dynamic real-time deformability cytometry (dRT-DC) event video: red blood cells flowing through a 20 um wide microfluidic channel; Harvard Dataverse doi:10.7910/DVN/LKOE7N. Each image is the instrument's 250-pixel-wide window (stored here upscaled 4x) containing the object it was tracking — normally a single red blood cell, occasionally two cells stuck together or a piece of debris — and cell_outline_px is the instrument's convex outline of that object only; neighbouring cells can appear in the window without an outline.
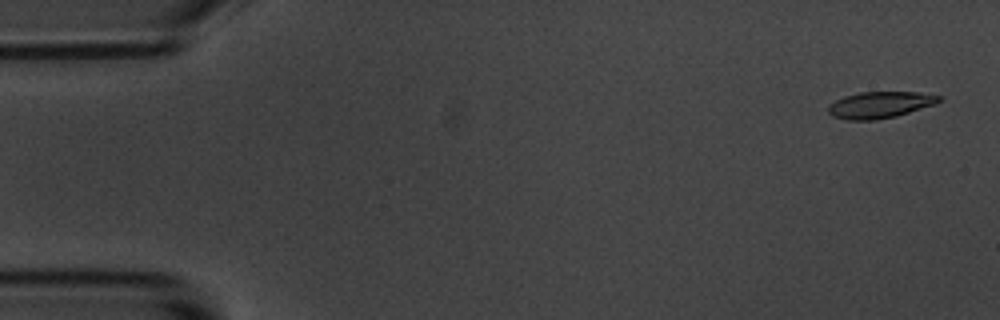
{"species": "common noctule bat (a hibernating species)", "species_latin": "Nyctalus noctula", "temperature_condition": "room temperature", "stored_images_in_passage": 57, "camera_frame_rate_fps": 3000, "um_per_image_px": 0.085, "animal": {"sex": "male", "body_mass_g": 20.1, "forearm_length_mm": 53.5}, "frame": {"image": 1, "passage_image": 2, "time_ms": 0.333, "image_size_px": [1000, 320], "cell_outline_px": [[944, 96], [936, 104], [896, 116], [876, 120], [848, 120], [832, 116], [828, 112], [828, 104], [844, 96], [860, 92], [920, 92]], "centroid_in_image_um": [74.8, 8.91], "position_along_channel_um": 10.2, "area_um2": 17.22}}
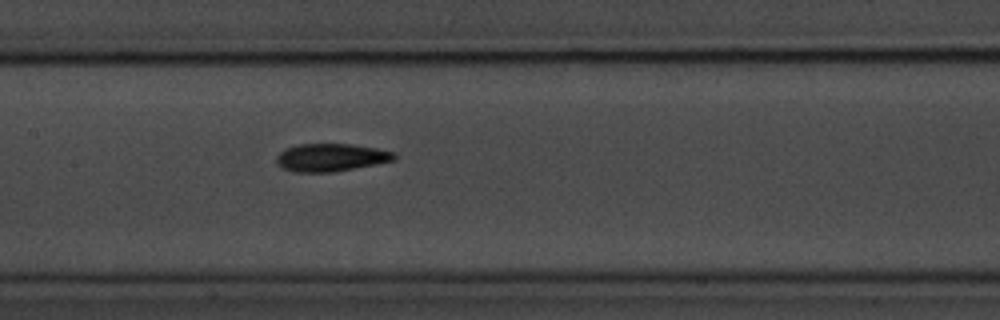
{"frame": {"image": 2, "passage_image": 27, "time_ms": 8.667, "image_size_px": [1000, 320], "cell_outline_px": [[396, 160], [332, 172], [292, 172], [280, 168], [276, 164], [276, 156], [284, 148], [296, 144], [352, 144], [376, 148], [396, 152]], "centroid_in_image_um": [28.08, 13.38], "position_along_channel_um": 179.3, "area_um2": 19.31}}
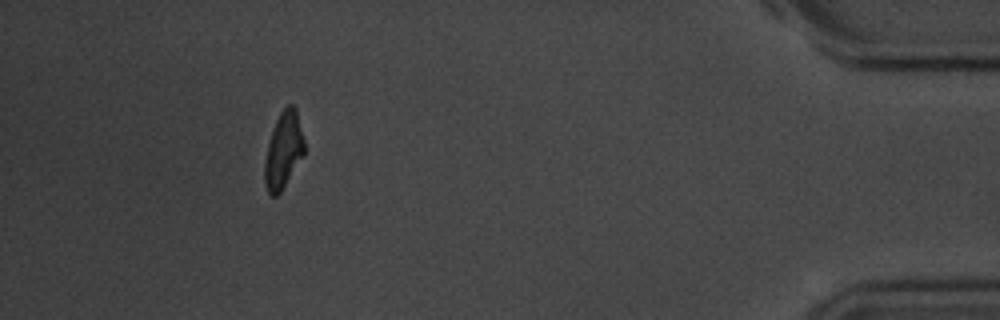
{"frame": {"image": 3, "passage_image": 52, "time_ms": 17.0, "image_size_px": [1000, 320], "cell_outline_px": [[304, 156], [280, 192], [276, 196], [272, 196], [268, 192], [264, 184], [264, 160], [272, 128], [280, 112], [288, 104], [292, 104], [296, 108], [304, 140]], "centroid_in_image_um": [24.09, 12.77], "position_along_channel_um": 411.1, "area_um2": 17.74}, "authors_computed_cell_mechanics": {"area_um2": 18.207, "velocity_mm_per_s": 3.4971, "shape_relaxation_time_tau1_ms": 4.1597, "shape_relaxation_time_tau2_ms": 5.6701, "deformation_change_tau1": 0.1666, "deformation_change_tau2": 0.1332}}